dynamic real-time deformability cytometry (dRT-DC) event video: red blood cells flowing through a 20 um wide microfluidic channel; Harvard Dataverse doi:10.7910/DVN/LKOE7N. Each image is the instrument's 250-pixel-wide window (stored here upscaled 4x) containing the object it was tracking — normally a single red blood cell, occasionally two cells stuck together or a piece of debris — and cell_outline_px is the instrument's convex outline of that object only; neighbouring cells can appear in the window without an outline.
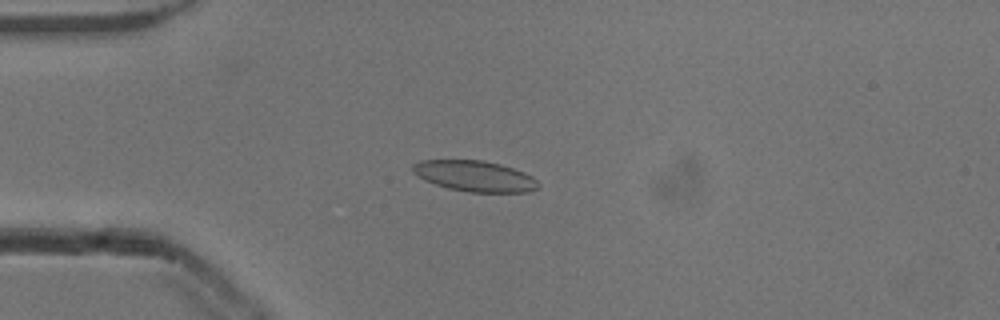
{"species": "common noctule bat (a hibernating species)", "species_latin": "Nyctalus noctula", "temperature_condition": "cold", "stored_images_in_passage": 52, "camera_frame_rate_fps": 3000, "um_per_image_px": 0.085, "animal": {"sex": "male", "body_mass_g": 13.3}, "frame": {"image": 1, "passage_image": 13, "time_ms": 4.0, "image_size_px": [1000, 320], "cell_outline_px": [[540, 188], [528, 192], [468, 192], [448, 188], [424, 180], [412, 172], [412, 164], [420, 160], [484, 160], [500, 164], [524, 172], [532, 176], [540, 184]], "centroid_in_image_um": [40.36, 14.97], "position_along_channel_um": 44.6, "area_um2": 22.66}}
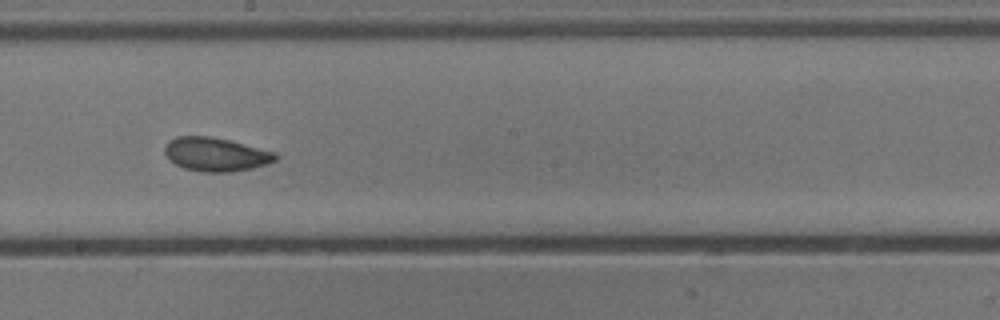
{"frame": {"image": 2, "passage_image": 29, "time_ms": 9.333, "image_size_px": [1000, 320], "cell_outline_px": [[276, 160], [268, 164], [252, 168], [232, 172], [200, 172], [184, 168], [168, 160], [164, 152], [164, 148], [168, 140], [176, 136], [208, 136], [228, 140], [276, 152]], "centroid_in_image_um": [18.3, 13.13], "position_along_channel_um": 229.9, "area_um2": 21.85}}
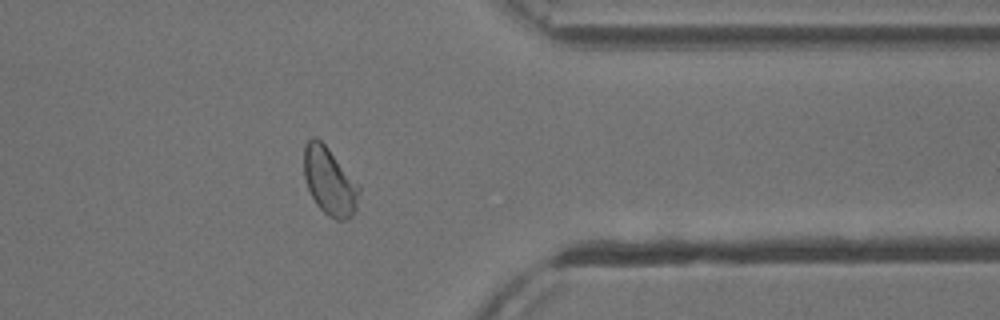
{"frame": {"image": 3, "passage_image": 42, "time_ms": 13.667, "image_size_px": [1000, 320], "cell_outline_px": [[360, 192], [356, 212], [348, 220], [336, 220], [328, 216], [316, 204], [308, 188], [304, 176], [304, 144], [312, 136], [316, 136], [328, 148], [360, 188]], "centroid_in_image_um": [28.0, 15.44], "position_along_channel_um": 383.4, "area_um2": 21.62}, "authors_computed_cell_mechanics": {"area_um2": 21.8484, "velocity_mm_per_s": 3.8291, "shape_relaxation_time_tau1_ms": 4.2853, "shape_relaxation_time_tau2_ms": 1.7585, "deformation_change_tau1": 0.1132, "deformation_change_tau2": 0.0684}}